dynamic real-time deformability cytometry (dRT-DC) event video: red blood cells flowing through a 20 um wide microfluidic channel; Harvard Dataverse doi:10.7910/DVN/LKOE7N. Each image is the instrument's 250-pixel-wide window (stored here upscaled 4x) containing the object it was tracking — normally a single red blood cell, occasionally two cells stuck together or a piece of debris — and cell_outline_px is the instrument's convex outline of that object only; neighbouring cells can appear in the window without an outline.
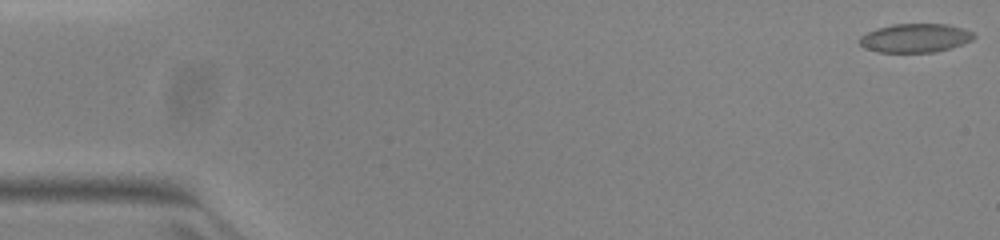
{"species": "common noctule bat (a hibernating species)", "species_latin": "Nyctalus noctula", "temperature_condition": "warm", "stored_images_in_passage": 10, "camera_frame_rate_fps": 3000, "um_per_image_px": 0.085, "animal": {"sex": "female", "body_mass_g": 23.0, "forearm_length_mm": 53.4}, "frame": {"image": 1, "passage_image": 1, "time_ms": 0.0, "image_size_px": [1000, 240], "cell_outline_px": [[976, 36], [972, 40], [936, 52], [880, 52], [864, 48], [860, 44], [860, 36], [876, 28], [892, 24], [948, 24], [964, 28], [972, 32]], "centroid_in_image_um": [77.79, 3.22], "position_along_channel_um": 7.2, "area_um2": 19.07}}